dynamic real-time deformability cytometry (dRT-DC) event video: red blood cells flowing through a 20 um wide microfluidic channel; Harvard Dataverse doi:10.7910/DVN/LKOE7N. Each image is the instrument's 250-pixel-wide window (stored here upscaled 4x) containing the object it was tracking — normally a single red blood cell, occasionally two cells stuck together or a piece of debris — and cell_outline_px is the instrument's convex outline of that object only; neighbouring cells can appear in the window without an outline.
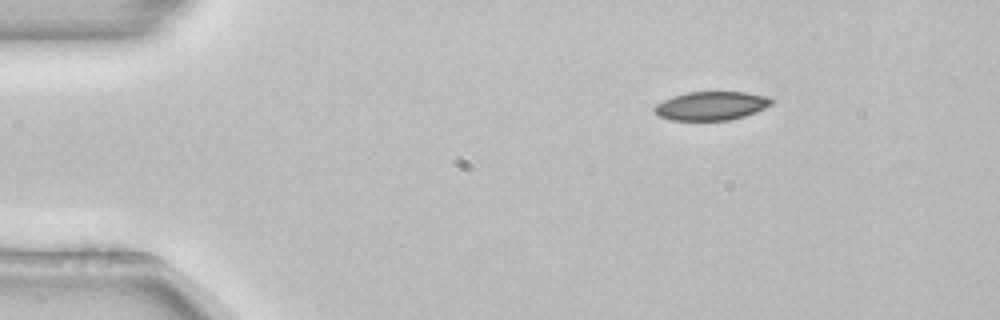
{"species": "common noctule bat (a hibernating species)", "species_latin": "Nyctalus noctula", "temperature_condition": "room temperature", "stored_images_in_passage": 4, "segment_of_instrument_passage": [2, 2], "camera_frame_rate_fps": 3000, "um_per_image_px": 0.085, "animal": {"sex": "female", "body_mass_g": 22.7, "forearm_length_mm": 54.2}, "frame": {"image": 1, "passage_image": 4, "time_ms": 1.0, "image_size_px": [1000, 320], "cell_outline_px": [[772, 104], [756, 112], [744, 116], [728, 120], [672, 120], [660, 116], [652, 112], [652, 108], [656, 104], [672, 96], [688, 92], [744, 92], [768, 96], [772, 100]], "centroid_in_image_um": [60.43, 8.99], "position_along_channel_um": 24.6, "area_um2": 19.54}}